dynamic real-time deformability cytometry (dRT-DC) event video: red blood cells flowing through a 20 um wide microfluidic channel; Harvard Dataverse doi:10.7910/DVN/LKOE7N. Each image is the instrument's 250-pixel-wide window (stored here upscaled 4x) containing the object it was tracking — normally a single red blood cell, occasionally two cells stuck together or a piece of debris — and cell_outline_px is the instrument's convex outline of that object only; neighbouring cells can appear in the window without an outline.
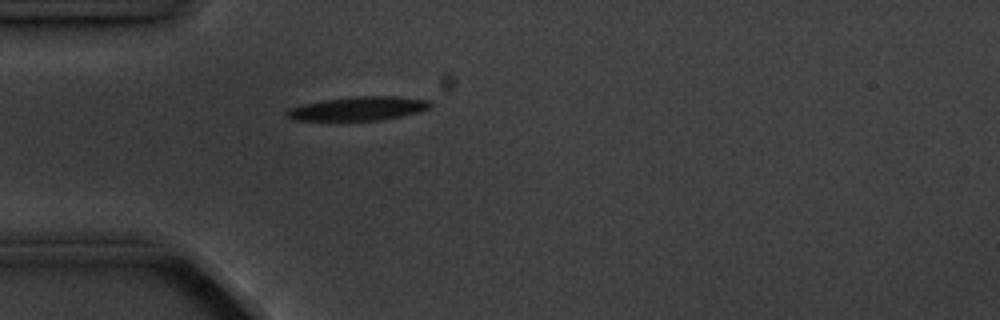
{"species": "common noctule bat (a hibernating species)", "species_latin": "Nyctalus noctula", "temperature_condition": "cold", "stored_images_in_passage": 1, "camera_frame_rate_fps": 3000, "um_per_image_px": 0.085, "animal": {"sex": "male", "body_mass_g": 20.1, "forearm_length_mm": 53.5}, "frame": {"image": 1, "passage_image": 1, "time_ms": 0.0, "image_size_px": [1000, 320], "cell_outline_px": [[432, 104], [428, 108], [420, 112], [380, 120], [292, 120], [284, 116], [284, 112], [288, 108], [300, 104], [324, 100], [352, 96], [396, 96], [432, 100]], "centroid_in_image_um": [30.42, 9.22], "position_along_channel_um": 54.6, "area_um2": 20.17}}